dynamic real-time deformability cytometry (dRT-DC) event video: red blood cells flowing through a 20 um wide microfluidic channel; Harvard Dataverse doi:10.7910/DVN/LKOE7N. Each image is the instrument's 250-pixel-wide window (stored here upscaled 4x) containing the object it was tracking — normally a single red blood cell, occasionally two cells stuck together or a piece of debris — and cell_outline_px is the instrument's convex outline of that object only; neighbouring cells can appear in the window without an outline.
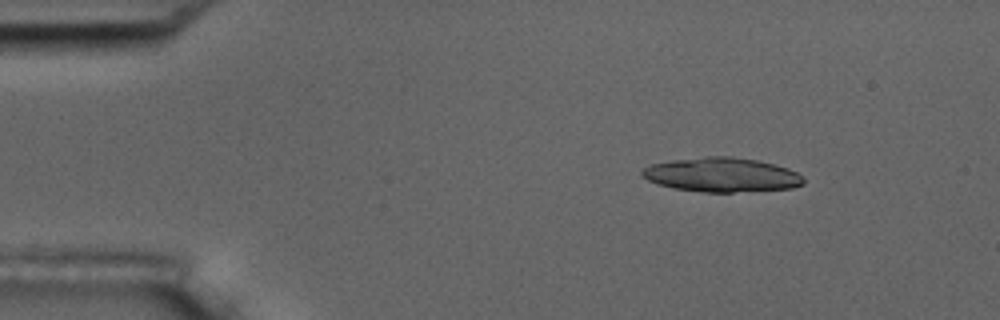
{"species": "common noctule bat (a hibernating species)", "species_latin": "Nyctalus noctula", "temperature_condition": "room temperature", "stored_images_in_passage": 6, "camera_frame_rate_fps": 3000, "um_per_image_px": 0.085, "animal": {"sex": "male", "body_mass_g": 17.5, "forearm_length_mm": 52.3}, "frame": {"image": 1, "passage_image": 3, "time_ms": 2.333, "image_size_px": [1000, 320], "cell_outline_px": [[804, 184], [792, 188], [732, 192], [704, 192], [672, 188], [656, 184], [640, 176], [640, 172], [644, 168], [652, 164], [672, 160], [704, 156], [732, 156], [756, 160], [788, 168], [796, 172], [804, 180]], "centroid_in_image_um": [61.3, 14.86], "position_along_channel_um": 23.7, "area_um2": 32.25}}